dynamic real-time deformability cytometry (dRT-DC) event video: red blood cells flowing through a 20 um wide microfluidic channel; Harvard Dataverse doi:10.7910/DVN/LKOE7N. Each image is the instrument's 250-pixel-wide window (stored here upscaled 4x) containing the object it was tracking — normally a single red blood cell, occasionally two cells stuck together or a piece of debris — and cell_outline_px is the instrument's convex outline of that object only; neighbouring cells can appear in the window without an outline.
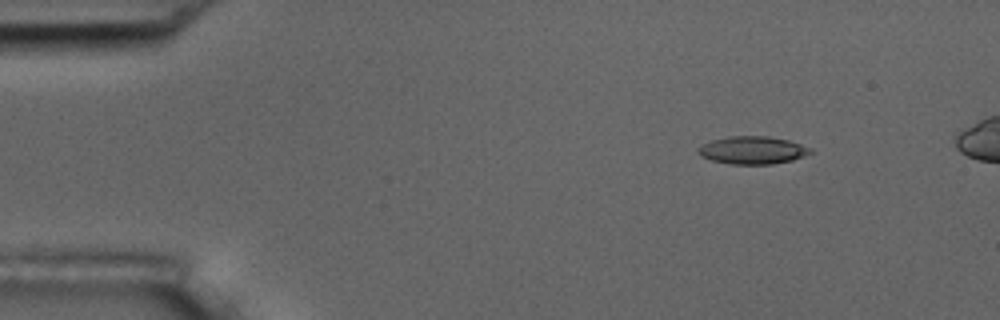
{"species": "common noctule bat (a hibernating species)", "species_latin": "Nyctalus noctula", "temperature_condition": "room temperature", "stored_images_in_passage": 5, "camera_frame_rate_fps": 3000, "um_per_image_px": 0.085, "animal": {"sex": "male", "body_mass_g": 17.5, "forearm_length_mm": 52.3}, "frame": {"image": 1, "passage_image": 1, "time_ms": 0.0, "image_size_px": [1000, 320], "cell_outline_px": [[812, 152], [792, 160], [772, 164], [728, 164], [712, 160], [700, 156], [700, 148], [704, 144], [712, 140], [728, 136], [768, 136], [788, 140], [812, 148]], "centroid_in_image_um": [63.98, 12.76], "position_along_channel_um": 21.0, "area_um2": 17.92}}